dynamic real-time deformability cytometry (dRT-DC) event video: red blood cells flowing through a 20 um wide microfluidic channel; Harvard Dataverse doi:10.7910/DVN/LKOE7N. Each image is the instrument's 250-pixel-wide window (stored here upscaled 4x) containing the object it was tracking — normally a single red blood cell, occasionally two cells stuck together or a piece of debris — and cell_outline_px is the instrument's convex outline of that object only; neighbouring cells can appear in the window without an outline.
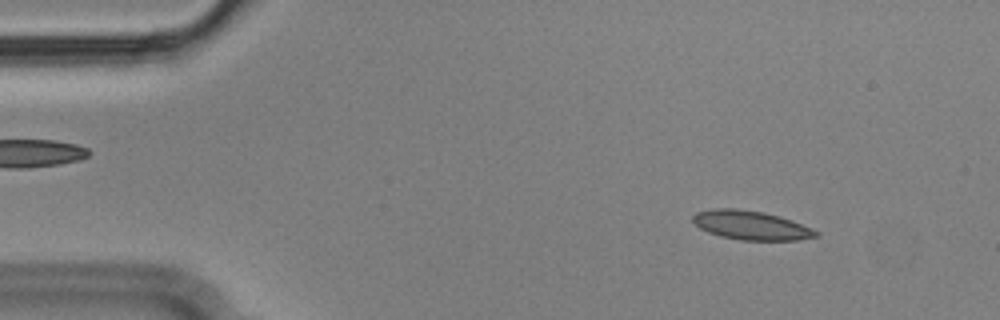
{"species": "Egyptian fruit bat (a non-hibernating species)", "species_latin": "Rousettus aegyptiacus", "temperature_condition": "cold", "stored_images_in_passage": 56, "camera_frame_rate_fps": 3000, "um_per_image_px": 0.085, "animal": {"sex": "male"}, "frame": {"image": 1, "passage_image": 6, "time_ms": 1.667, "image_size_px": [1000, 320], "cell_outline_px": [[820, 236], [800, 240], [740, 240], [720, 236], [708, 232], [700, 228], [692, 220], [692, 216], [696, 212], [712, 208], [736, 208], [764, 212], [780, 216], [792, 220], [812, 228], [820, 232]], "centroid_in_image_um": [63.86, 19.14], "position_along_channel_um": 21.1, "area_um2": 21.04}}
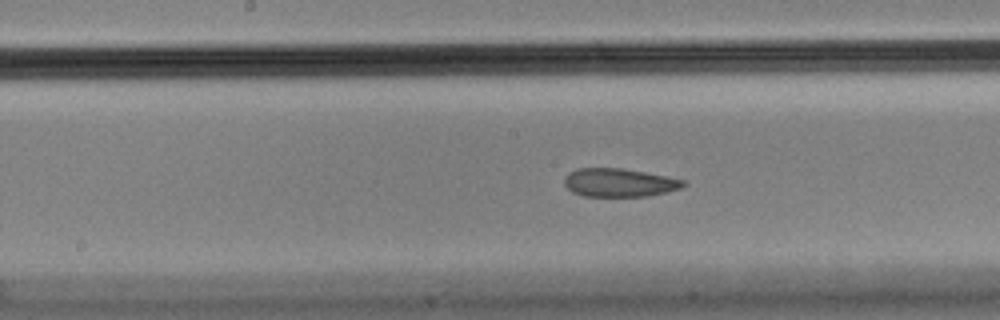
{"frame": {"image": 2, "passage_image": 27, "time_ms": 8.667, "image_size_px": [1000, 320], "cell_outline_px": [[688, 184], [680, 188], [648, 196], [584, 196], [572, 192], [564, 184], [564, 176], [568, 172], [576, 168], [620, 168], [668, 176], [688, 180]], "centroid_in_image_um": [52.64, 15.51], "position_along_channel_um": 195.6, "area_um2": 19.83}}
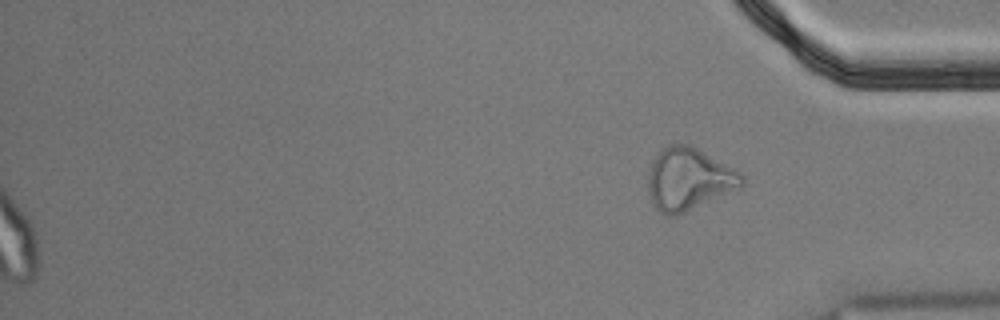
{"frame": {"image": 3, "passage_image": 56, "time_ms": 18.333, "image_size_px": [1000, 320], "cell_outline_px": [[744, 184], [740, 188], [684, 212], [668, 216], [656, 208], [652, 204], [648, 192], [648, 172], [652, 160], [656, 152], [668, 144], [688, 144], [696, 148], [740, 172], [744, 176]], "centroid_in_image_um": [58.51, 15.21], "position_along_channel_um": 376.7, "area_um2": 33.81}, "authors_computed_cell_mechanics": {"area_um2": 21.0103, "velocity_mm_per_s": 3.5869, "shape_relaxation_time_tau1_ms": null, "shape_relaxation_time_tau2_ms": 2.601, "deformation_change_tau1": null, "deformation_change_tau2": 0.0866}}